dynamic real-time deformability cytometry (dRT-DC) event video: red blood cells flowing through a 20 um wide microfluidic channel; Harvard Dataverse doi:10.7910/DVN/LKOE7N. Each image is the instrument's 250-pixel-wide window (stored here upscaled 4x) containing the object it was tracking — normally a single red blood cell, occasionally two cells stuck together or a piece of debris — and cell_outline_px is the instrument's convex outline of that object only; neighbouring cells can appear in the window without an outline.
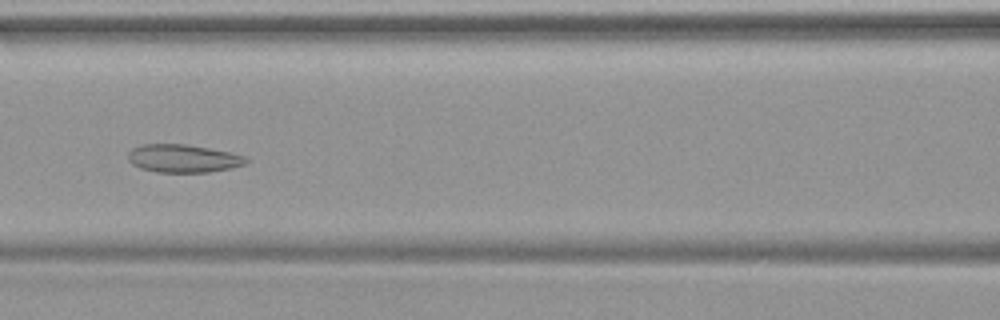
{"species": "common noctule bat (a hibernating species)", "species_latin": "Nyctalus noctula", "temperature_condition": "warm", "stored_images_in_passage": 49, "camera_frame_rate_fps": 3000, "um_per_image_px": 0.085, "animal": {"sex": "female", "body_mass_g": 19.9}, "frame": {"image": 1, "passage_image": 22, "time_ms": 7.0, "image_size_px": [1000, 320], "cell_outline_px": [[248, 160], [244, 164], [232, 168], [208, 172], [156, 172], [140, 168], [132, 164], [128, 160], [128, 152], [132, 148], [140, 144], [188, 144], [232, 152], [244, 156]], "centroid_in_image_um": [15.55, 13.46], "position_along_channel_um": 151.1, "area_um2": 19.42}}
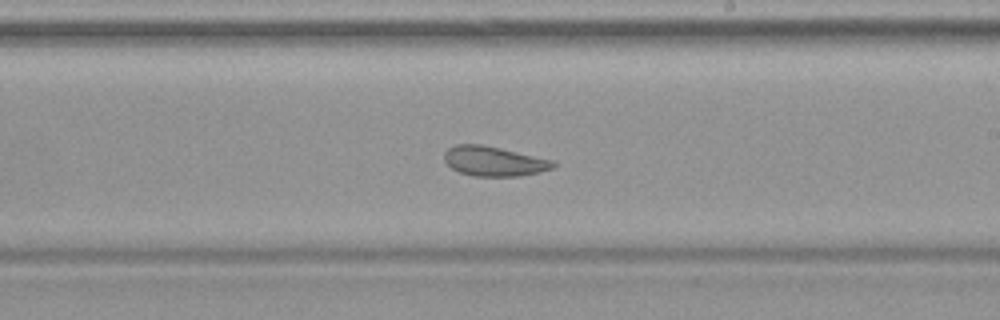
{"frame": {"image": 2, "passage_image": 29, "time_ms": 9.333, "image_size_px": [1000, 320], "cell_outline_px": [[556, 164], [552, 168], [540, 172], [520, 176], [472, 176], [460, 172], [452, 168], [444, 160], [444, 152], [448, 148], [456, 144], [480, 144], [500, 148], [556, 160]], "centroid_in_image_um": [42.0, 13.7], "position_along_channel_um": 247.0, "area_um2": 18.96}}
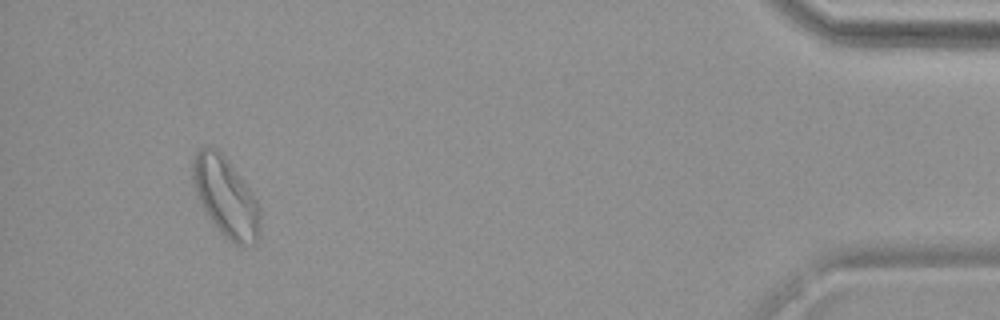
{"frame": {"image": 3, "passage_image": 46, "time_ms": 15.0, "image_size_px": [1000, 320], "cell_outline_px": [[260, 236], [256, 244], [236, 244], [228, 240], [220, 232], [204, 208], [196, 192], [192, 180], [192, 164], [196, 152], [200, 148], [212, 144], [224, 156], [252, 192], [260, 208]], "centroid_in_image_um": [19.2, 16.74], "position_along_channel_um": 416.0, "area_um2": 30.87}}